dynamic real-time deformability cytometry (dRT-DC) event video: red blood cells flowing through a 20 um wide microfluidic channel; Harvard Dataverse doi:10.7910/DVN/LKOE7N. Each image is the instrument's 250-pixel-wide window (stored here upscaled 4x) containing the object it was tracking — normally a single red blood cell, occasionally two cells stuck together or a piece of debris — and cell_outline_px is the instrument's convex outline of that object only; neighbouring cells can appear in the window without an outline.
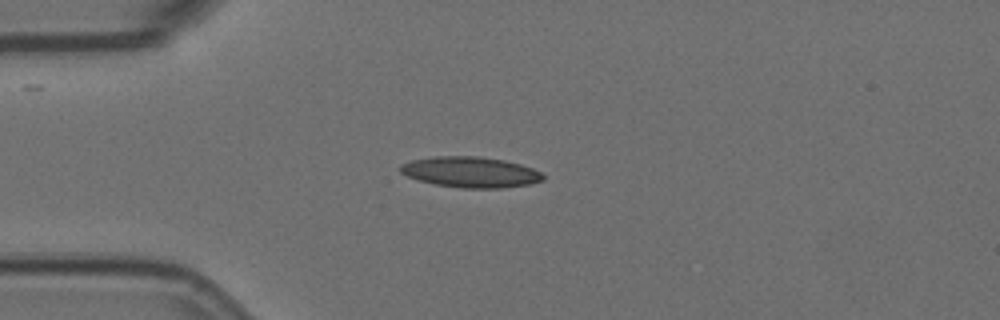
{"species": "Egyptian fruit bat (a non-hibernating species)", "species_latin": "Rousettus aegyptiacus", "temperature_condition": "room temperature", "stored_images_in_passage": 3, "camera_frame_rate_fps": 3000, "um_per_image_px": 0.085, "animal": {"sex": "female"}, "frame": {"image": 1, "passage_image": 1, "time_ms": 0.0, "image_size_px": [1000, 320], "cell_outline_px": [[544, 180], [532, 184], [500, 188], [460, 188], [436, 184], [420, 180], [408, 176], [400, 172], [400, 164], [412, 160], [436, 156], [480, 156], [504, 160], [520, 164], [532, 168], [540, 172], [544, 176]], "centroid_in_image_um": [40.02, 14.63], "position_along_channel_um": 45.0, "area_um2": 25.49}}
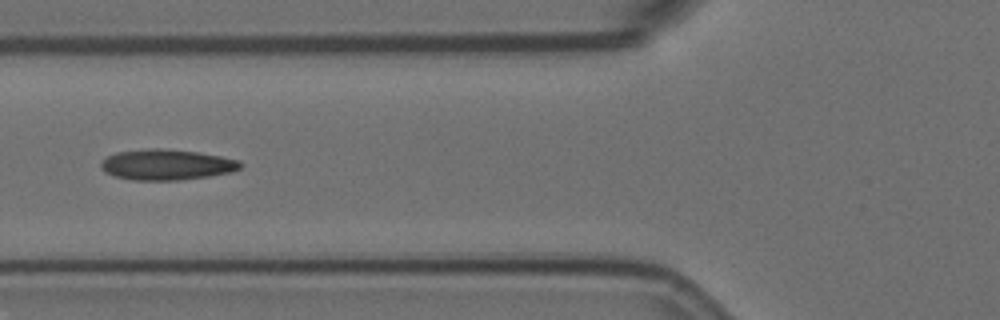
{"frame": {"image": 2, "passage_image": 3, "time_ms": 0.667, "image_size_px": [1000, 320], "cell_outline_px": [[244, 164], [240, 168], [232, 172], [208, 176], [180, 180], [132, 180], [112, 176], [104, 172], [100, 168], [100, 164], [108, 156], [116, 152], [148, 148], [160, 148], [196, 152], [220, 156], [240, 160]], "centroid_in_image_um": [14.15, 14.0], "position_along_channel_um": 111.7, "area_um2": 25.03}}